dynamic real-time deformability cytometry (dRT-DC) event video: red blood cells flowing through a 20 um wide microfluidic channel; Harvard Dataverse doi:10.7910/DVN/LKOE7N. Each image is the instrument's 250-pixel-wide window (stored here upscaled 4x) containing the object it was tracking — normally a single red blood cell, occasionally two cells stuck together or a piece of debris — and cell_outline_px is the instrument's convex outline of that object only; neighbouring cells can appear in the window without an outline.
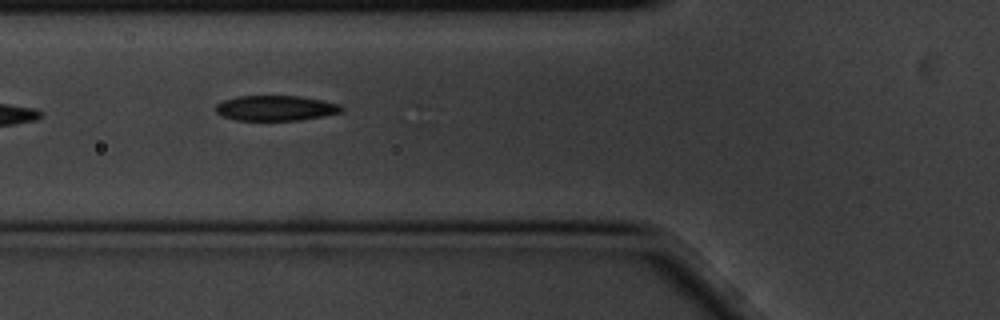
{"species": "common noctule bat (a hibernating species)", "species_latin": "Nyctalus noctula", "temperature_condition": "cold", "stored_images_in_passage": 6, "camera_frame_rate_fps": 3000, "um_per_image_px": 0.085, "animal": {"sex": "male", "body_mass_g": 20.1, "forearm_length_mm": 53.5}, "frame": {"image": 1, "passage_image": 5, "time_ms": 1.333, "image_size_px": [1000, 320], "cell_outline_px": [[344, 108], [340, 112], [324, 116], [300, 120], [236, 120], [220, 116], [216, 112], [216, 104], [224, 100], [236, 96], [300, 96], [340, 104]], "centroid_in_image_um": [23.41, 9.19], "position_along_channel_um": 102.4, "area_um2": 18.5}}
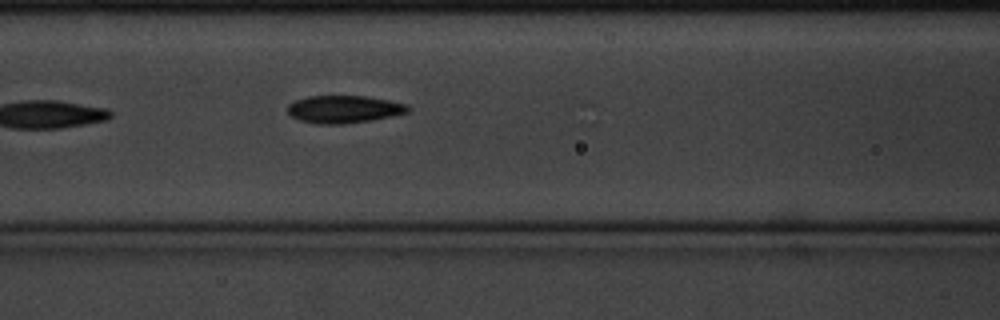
{"frame": {"image": 2, "passage_image": 6, "time_ms": 1.667, "image_size_px": [1000, 320], "cell_outline_px": [[408, 112], [392, 116], [372, 120], [344, 124], [320, 124], [300, 120], [292, 116], [288, 112], [288, 104], [296, 100], [308, 96], [364, 96], [388, 100], [404, 104], [408, 108]], "centroid_in_image_um": [29.21, 9.29], "position_along_channel_um": 137.4, "area_um2": 19.07}}